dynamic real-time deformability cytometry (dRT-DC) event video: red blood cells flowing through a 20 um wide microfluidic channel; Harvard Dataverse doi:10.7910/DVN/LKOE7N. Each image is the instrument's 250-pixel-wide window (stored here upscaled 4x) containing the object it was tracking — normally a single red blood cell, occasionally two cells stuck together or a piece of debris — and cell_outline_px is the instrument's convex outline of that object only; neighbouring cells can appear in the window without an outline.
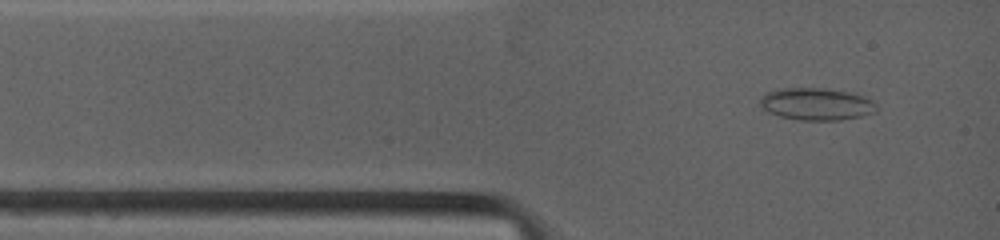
{"species": "common noctule bat (a hibernating species)", "species_latin": "Nyctalus noctula", "temperature_condition": "warm", "stored_images_in_passage": 55, "camera_frame_rate_fps": 4500, "um_per_image_px": 0.085, "animal": {"sex": "female", "body_mass_g": 19.0, "forearm_length_mm": 53.3}, "frame": {"image": 1, "passage_image": 4, "time_ms": 0.667, "image_size_px": [1000, 240], "cell_outline_px": [[876, 112], [860, 116], [840, 120], [800, 120], [780, 116], [768, 112], [760, 104], [760, 100], [768, 92], [780, 88], [824, 88], [848, 92], [864, 96], [872, 100], [876, 104]], "centroid_in_image_um": [69.42, 8.84], "position_along_channel_um": 15.6, "area_um2": 21.68}}
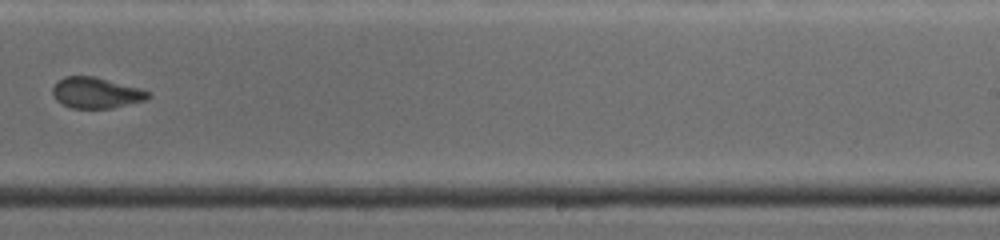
{"frame": {"image": 2, "passage_image": 28, "time_ms": 8.0, "image_size_px": [1000, 240], "cell_outline_px": [[152, 96], [144, 100], [112, 108], [72, 108], [56, 100], [52, 92], [52, 88], [56, 80], [64, 76], [92, 76], [140, 88], [152, 92]], "centroid_in_image_um": [8.16, 7.88], "position_along_channel_um": 280.8, "area_um2": 17.17}}
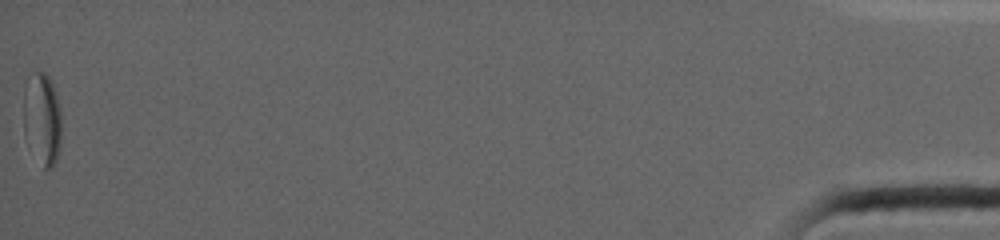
{"frame": {"image": 3, "passage_image": 55, "time_ms": 16.222, "image_size_px": [1000, 240], "cell_outline_px": [[60, 148], [56, 160], [52, 168], [44, 168], [24, 140], [24, 88], [28, 76], [32, 72], [44, 72], [52, 80], [60, 104]], "centroid_in_image_um": [3.58, 10.07], "position_along_channel_um": 431.6, "area_um2": 20.69}, "authors_computed_cell_mechanics": {"area_um2": 18.3226, "velocity_mm_per_s": 3.9355, "shape_relaxation_time_tau1_ms": null, "shape_relaxation_time_tau2_ms": 2.4339, "deformation_change_tau1": null, "deformation_change_tau2": 0.0728}}